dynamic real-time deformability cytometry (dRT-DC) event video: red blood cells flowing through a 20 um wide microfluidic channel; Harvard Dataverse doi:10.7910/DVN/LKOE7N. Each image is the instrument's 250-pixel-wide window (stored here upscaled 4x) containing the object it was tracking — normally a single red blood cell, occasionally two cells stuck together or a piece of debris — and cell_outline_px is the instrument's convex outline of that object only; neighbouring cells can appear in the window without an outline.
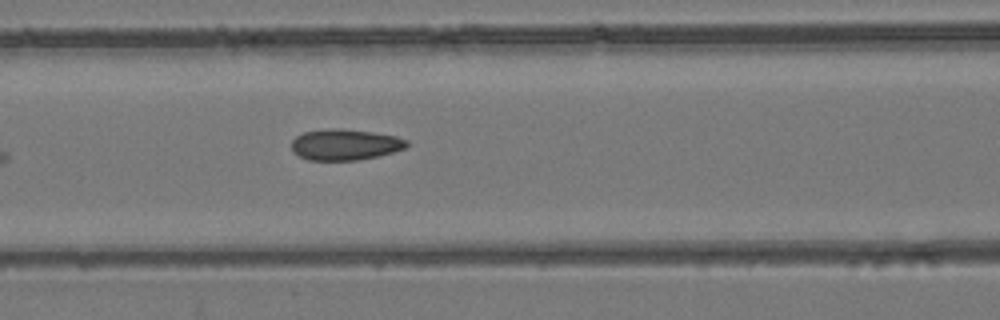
{"species": "common noctule bat (a hibernating species)", "species_latin": "Nyctalus noctula", "temperature_condition": "room temperature", "stored_images_in_passage": 6, "camera_frame_rate_fps": 3000, "um_per_image_px": 0.085, "animal": {"sex": "female", "body_mass_g": 24.6, "forearm_length_mm": 56.2}, "frame": {"image": 1, "passage_image": 6, "time_ms": 7.0, "image_size_px": [1000, 320], "cell_outline_px": [[408, 144], [404, 148], [392, 152], [376, 156], [356, 160], [308, 160], [292, 152], [292, 140], [296, 136], [304, 132], [332, 128], [340, 128], [372, 132], [396, 136], [408, 140]], "centroid_in_image_um": [29.3, 12.28], "position_along_channel_um": 137.3, "area_um2": 20.69}}